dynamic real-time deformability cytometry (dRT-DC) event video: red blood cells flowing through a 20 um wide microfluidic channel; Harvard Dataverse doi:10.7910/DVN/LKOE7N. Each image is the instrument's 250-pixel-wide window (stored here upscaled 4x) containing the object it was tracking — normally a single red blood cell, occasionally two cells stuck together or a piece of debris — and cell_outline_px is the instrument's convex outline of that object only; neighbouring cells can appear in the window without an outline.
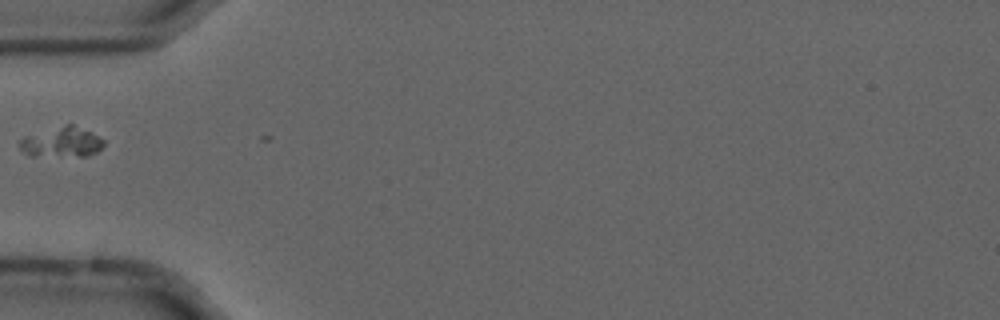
{"species": "common noctule bat (a hibernating species)", "species_latin": "Nyctalus noctula", "temperature_condition": "cold", "stored_images_in_passage": 6, "camera_frame_rate_fps": 3000, "um_per_image_px": 0.085, "animal": {"sex": "male", "forearm_length_mm": 52.5}, "frame": {"image": 1, "passage_image": 1, "time_ms": 0.0, "image_size_px": [1000, 320], "cell_outline_px": [[104, 144], [96, 152], [88, 156], [28, 156], [20, 148], [20, 140], [24, 136], [64, 124], [72, 124], [92, 132], [104, 140]], "centroid_in_image_um": [5.24, 12.08], "position_along_channel_um": 79.8, "area_um2": 14.85}}
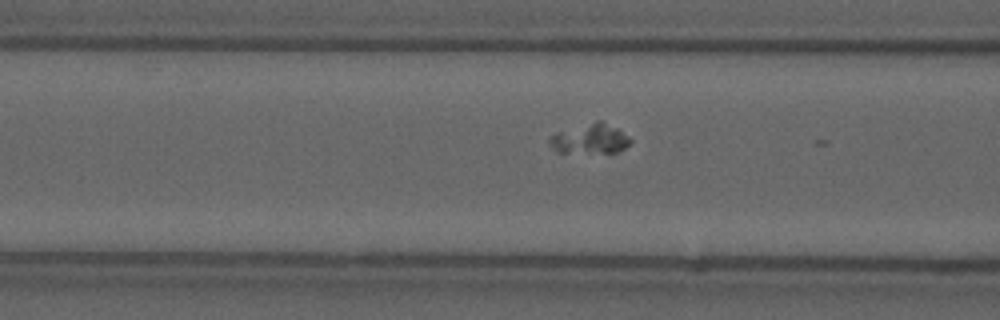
{"frame": {"image": 2, "passage_image": 4, "time_ms": 1.0, "image_size_px": [1000, 320], "cell_outline_px": [[632, 140], [624, 148], [616, 152], [556, 152], [552, 148], [548, 140], [552, 136], [560, 132], [596, 120], [600, 120], [616, 128], [628, 136]], "centroid_in_image_um": [50.16, 11.8], "position_along_channel_um": 116.4, "area_um2": 13.64}}